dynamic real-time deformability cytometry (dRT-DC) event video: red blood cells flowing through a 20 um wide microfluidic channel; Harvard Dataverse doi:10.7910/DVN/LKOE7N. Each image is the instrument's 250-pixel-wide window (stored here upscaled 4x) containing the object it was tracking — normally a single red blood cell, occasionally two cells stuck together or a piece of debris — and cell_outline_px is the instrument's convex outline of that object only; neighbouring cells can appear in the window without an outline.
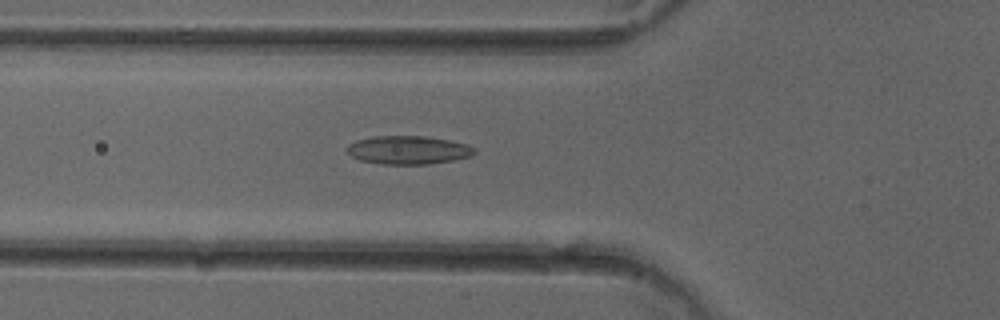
{"species": "common noctule bat (a hibernating species)", "species_latin": "Nyctalus noctula", "temperature_condition": "cold", "stored_images_in_passage": 36, "camera_frame_rate_fps": 3000, "um_per_image_px": 0.085, "animal": {"sex": "female"}, "frame": {"image": 1, "passage_image": 4, "time_ms": 1.0, "image_size_px": [1000, 320], "cell_outline_px": [[476, 152], [472, 156], [452, 160], [428, 164], [380, 164], [360, 160], [352, 156], [344, 148], [348, 144], [356, 140], [376, 136], [424, 136], [452, 140], [468, 144], [476, 148]], "centroid_in_image_um": [34.72, 12.74], "position_along_channel_um": 91.1, "area_um2": 21.27}}
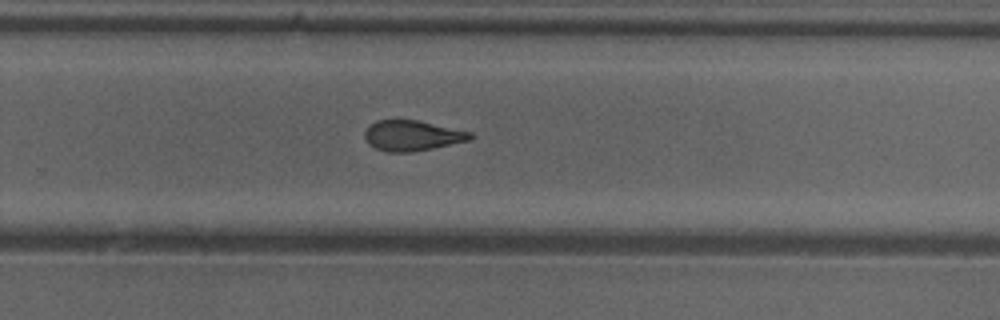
{"frame": {"image": 2, "passage_image": 19, "time_ms": 6.0, "image_size_px": [1000, 320], "cell_outline_px": [[472, 136], [468, 140], [432, 148], [408, 152], [388, 152], [376, 148], [368, 144], [364, 136], [364, 132], [368, 124], [376, 120], [420, 120], [472, 132]], "centroid_in_image_um": [34.98, 11.51], "position_along_channel_um": 294.8, "area_um2": 18.67}}
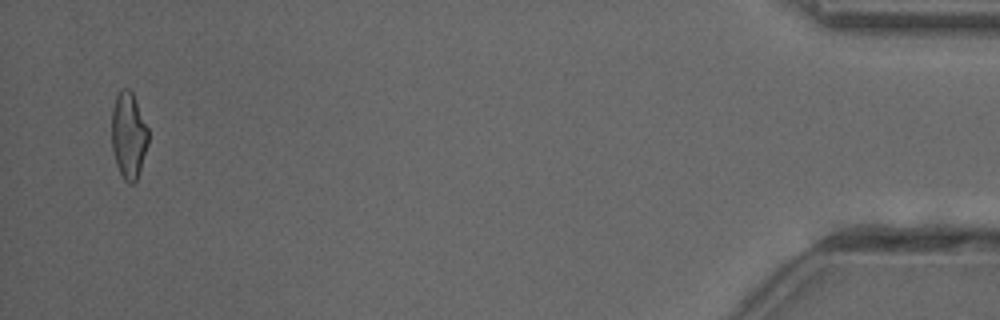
{"frame": {"image": 3, "passage_image": 35, "time_ms": 11.333, "image_size_px": [1000, 320], "cell_outline_px": [[148, 144], [136, 180], [132, 184], [128, 184], [124, 180], [116, 164], [112, 148], [112, 108], [116, 96], [120, 88], [128, 88], [132, 92], [136, 100], [148, 128]], "centroid_in_image_um": [10.92, 11.48], "position_along_channel_um": 424.3, "area_um2": 18.38}, "authors_computed_cell_mechanics": {"area_um2": 19.1318, "velocity_mm_per_s": 4.0599, "shape_relaxation_time_tau1_ms": null, "shape_relaxation_time_tau2_ms": 2.7929, "deformation_change_tau1": null, "deformation_change_tau2": 0.1053}}